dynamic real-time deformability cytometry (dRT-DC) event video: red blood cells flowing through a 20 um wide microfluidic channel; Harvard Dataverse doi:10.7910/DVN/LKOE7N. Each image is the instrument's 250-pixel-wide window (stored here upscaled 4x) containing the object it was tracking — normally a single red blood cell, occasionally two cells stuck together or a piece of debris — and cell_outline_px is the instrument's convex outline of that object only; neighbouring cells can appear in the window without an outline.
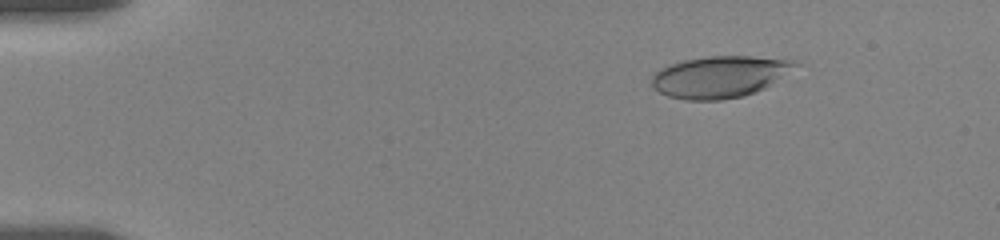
{"species": "human", "species_latin": "Homo sapiens", "temperature_condition": "room temperature", "stored_images_in_passage": 10, "camera_frame_rate_fps": 3000, "um_per_image_px": 0.085, "donor": {"sex": "female"}, "frame": {"image": 1, "passage_image": 3, "time_ms": 1.333, "image_size_px": [1000, 240], "cell_outline_px": [[804, 64], [764, 88], [756, 92], [744, 96], [720, 100], [684, 100], [668, 96], [652, 88], [652, 76], [660, 68], [668, 64], [684, 60], [708, 56], [752, 56], [796, 60]], "centroid_in_image_um": [61.22, 6.51], "position_along_channel_um": 23.8, "area_um2": 35.26}}
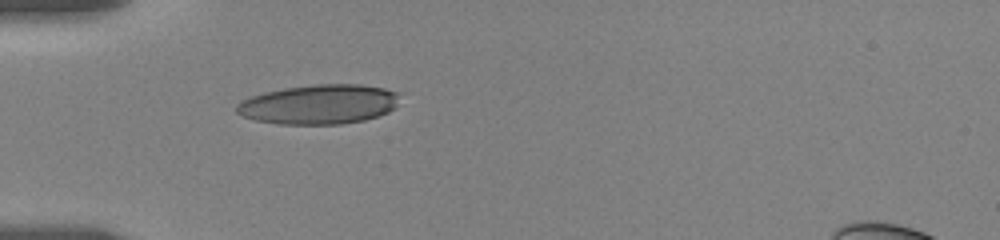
{"frame": {"image": 2, "passage_image": 8, "time_ms": 4.667, "image_size_px": [1000, 240], "cell_outline_px": [[400, 92], [396, 108], [388, 112], [364, 120], [340, 124], [280, 124], [256, 120], [244, 116], [236, 112], [236, 104], [252, 96], [264, 92], [284, 88], [316, 84], [360, 84], [384, 88]], "centroid_in_image_um": [27.16, 8.86], "position_along_channel_um": 57.8, "area_um2": 37.63}}
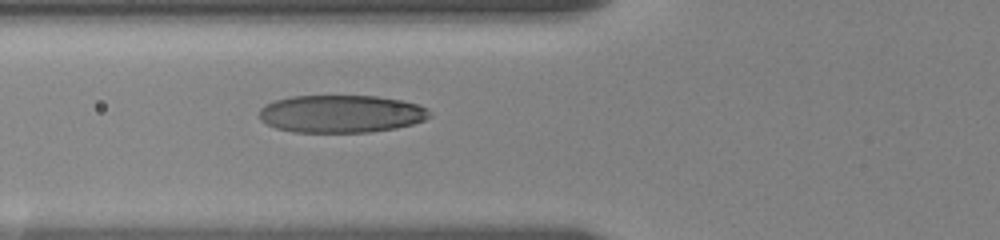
{"frame": {"image": 3, "passage_image": 10, "time_ms": 6.0, "image_size_px": [1000, 240], "cell_outline_px": [[432, 116], [424, 120], [412, 124], [396, 128], [372, 132], [292, 132], [276, 128], [260, 120], [260, 108], [264, 104], [276, 100], [292, 96], [376, 96], [400, 100], [416, 104], [428, 108]], "centroid_in_image_um": [29.0, 9.68], "position_along_channel_um": 96.8, "area_um2": 37.45}}